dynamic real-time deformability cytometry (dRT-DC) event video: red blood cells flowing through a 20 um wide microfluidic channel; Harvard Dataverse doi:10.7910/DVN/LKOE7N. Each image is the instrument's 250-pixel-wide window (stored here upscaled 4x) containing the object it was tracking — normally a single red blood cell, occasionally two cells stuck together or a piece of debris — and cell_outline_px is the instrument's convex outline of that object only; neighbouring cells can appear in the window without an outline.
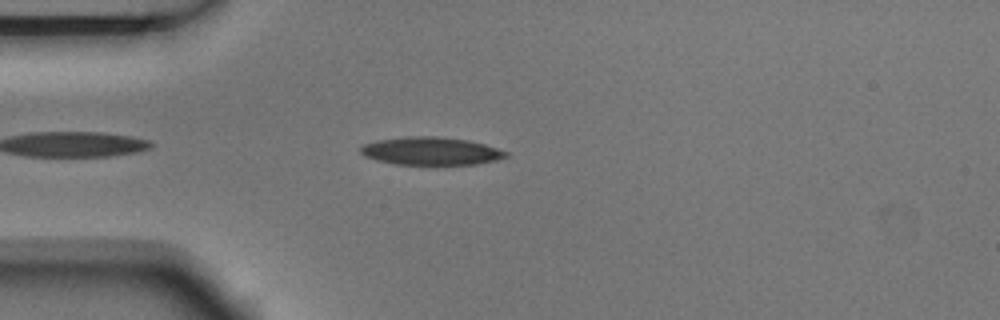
{"species": "Egyptian fruit bat (a non-hibernating species)", "species_latin": "Rousettus aegyptiacus", "temperature_condition": "room temperature", "stored_images_in_passage": 2, "camera_frame_rate_fps": 3000, "um_per_image_px": 0.085, "animal": {"sex": "male"}, "frame": {"image": 1, "passage_image": 1, "time_ms": 0.0, "image_size_px": [1000, 320], "cell_outline_px": [[508, 156], [496, 160], [476, 164], [432, 168], [396, 164], [376, 160], [364, 156], [360, 152], [360, 148], [364, 144], [380, 140], [408, 136], [436, 136], [468, 140], [484, 144], [508, 152]], "centroid_in_image_um": [36.64, 12.89], "position_along_channel_um": 48.4, "area_um2": 24.57}}